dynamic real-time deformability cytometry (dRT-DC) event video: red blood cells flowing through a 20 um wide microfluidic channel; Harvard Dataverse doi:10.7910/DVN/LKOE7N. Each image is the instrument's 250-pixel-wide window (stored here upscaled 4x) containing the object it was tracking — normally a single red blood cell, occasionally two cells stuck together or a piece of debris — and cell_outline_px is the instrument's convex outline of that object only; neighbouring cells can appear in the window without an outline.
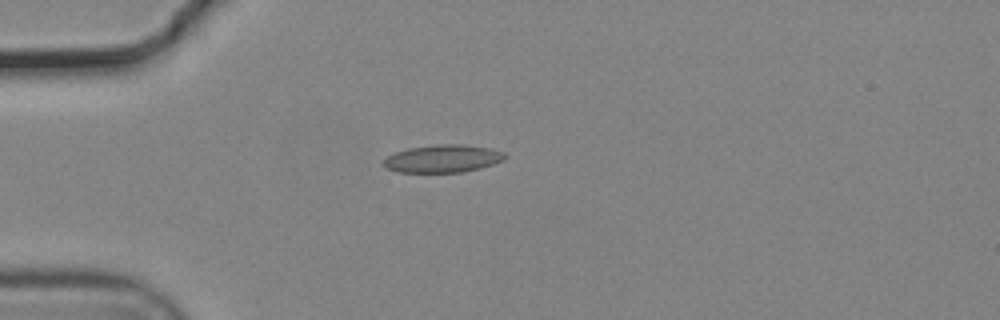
{"species": "common noctule bat (a hibernating species)", "species_latin": "Nyctalus noctula", "temperature_condition": "cold", "stored_images_in_passage": 41, "camera_frame_rate_fps": 3000, "um_per_image_px": 0.085, "animal": {"sex": "male", "body_mass_g": 19.2, "forearm_length_mm": 51.8}, "frame": {"image": 1, "passage_image": 1, "time_ms": 0.0, "image_size_px": [1000, 320], "cell_outline_px": [[504, 160], [480, 168], [464, 172], [396, 172], [388, 168], [384, 164], [384, 160], [388, 156], [396, 152], [408, 148], [436, 144], [464, 144], [488, 148], [504, 152]], "centroid_in_image_um": [37.64, 13.48], "position_along_channel_um": 47.4, "area_um2": 19.42}}
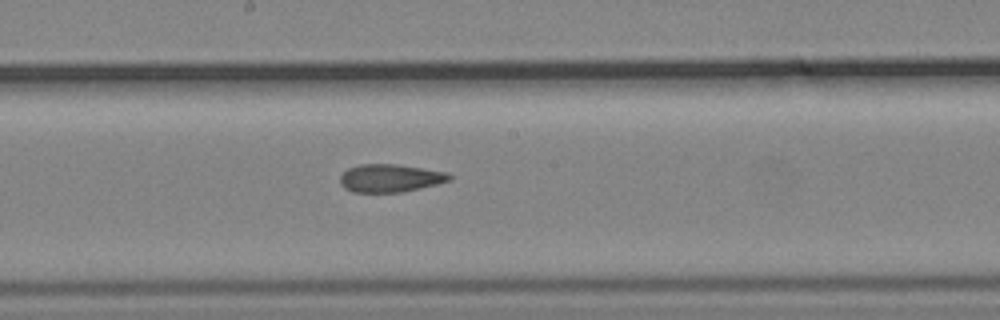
{"frame": {"image": 2, "passage_image": 16, "time_ms": 5.0, "image_size_px": [1000, 320], "cell_outline_px": [[452, 180], [436, 184], [400, 192], [352, 192], [344, 188], [340, 184], [340, 176], [348, 168], [360, 164], [396, 164], [448, 172], [452, 176]], "centroid_in_image_um": [33.15, 15.13], "position_along_channel_um": 215.0, "area_um2": 17.74}}
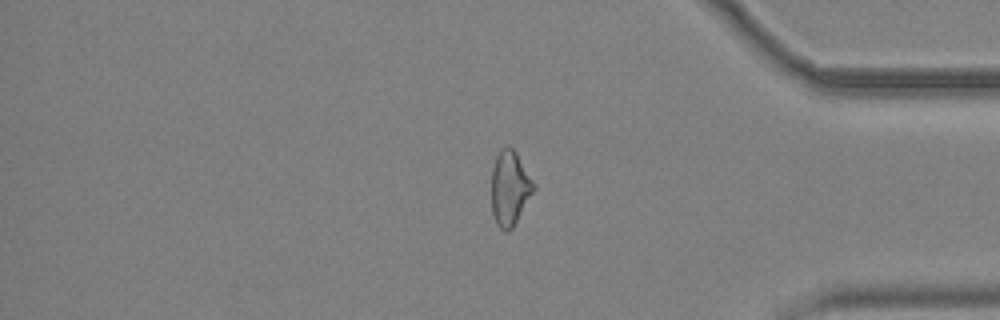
{"frame": {"image": 3, "passage_image": 32, "time_ms": 10.333, "image_size_px": [1000, 320], "cell_outline_px": [[536, 188], [512, 228], [508, 232], [504, 232], [496, 224], [492, 212], [492, 168], [496, 156], [500, 148], [508, 144], [516, 152], [536, 184]], "centroid_in_image_um": [43.34, 15.97], "position_along_channel_um": 391.9, "area_um2": 18.55}, "authors_computed_cell_mechanics": {"area_um2": 18.4382, "velocity_mm_per_s": 3.7212, "shape_relaxation_time_tau1_ms": null, "shape_relaxation_time_tau2_ms": 4.0517, "deformation_change_tau1": null, "deformation_change_tau2": 0.1263}}